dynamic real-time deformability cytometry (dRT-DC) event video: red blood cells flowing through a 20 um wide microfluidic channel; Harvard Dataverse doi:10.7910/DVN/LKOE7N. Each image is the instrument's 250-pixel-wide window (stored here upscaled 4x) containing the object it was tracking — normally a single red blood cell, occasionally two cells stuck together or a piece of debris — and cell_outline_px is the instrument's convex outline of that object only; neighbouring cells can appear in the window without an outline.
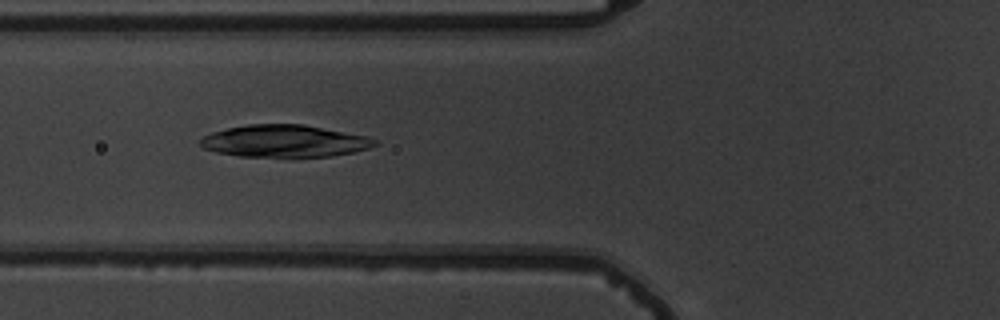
{"species": "common noctule bat (a hibernating species)", "species_latin": "Nyctalus noctula", "temperature_condition": "warm", "stored_images_in_passage": 7, "camera_frame_rate_fps": 3000, "um_per_image_px": 0.085, "animal": {"sex": "male", "body_mass_g": 19.5, "forearm_length_mm": 54.6}, "frame": {"image": 1, "passage_image": 6, "time_ms": 6.0, "image_size_px": [1000, 320], "cell_outline_px": [[380, 144], [356, 152], [332, 156], [240, 156], [216, 152], [204, 148], [200, 144], [200, 140], [204, 136], [212, 132], [228, 128], [248, 124], [304, 124], [364, 136], [380, 140]], "centroid_in_image_um": [24.22, 11.99], "position_along_channel_um": 101.6, "area_um2": 32.54}}
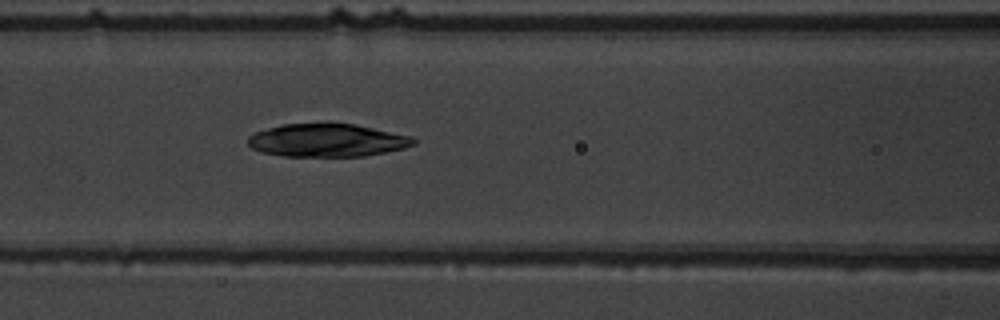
{"frame": {"image": 2, "passage_image": 7, "time_ms": 7.0, "image_size_px": [1000, 320], "cell_outline_px": [[416, 144], [404, 148], [364, 156], [284, 156], [260, 152], [252, 148], [248, 144], [248, 136], [256, 132], [280, 124], [324, 120], [328, 120], [356, 124], [412, 136], [416, 140]], "centroid_in_image_um": [27.79, 11.88], "position_along_channel_um": 138.8, "area_um2": 32.89}}